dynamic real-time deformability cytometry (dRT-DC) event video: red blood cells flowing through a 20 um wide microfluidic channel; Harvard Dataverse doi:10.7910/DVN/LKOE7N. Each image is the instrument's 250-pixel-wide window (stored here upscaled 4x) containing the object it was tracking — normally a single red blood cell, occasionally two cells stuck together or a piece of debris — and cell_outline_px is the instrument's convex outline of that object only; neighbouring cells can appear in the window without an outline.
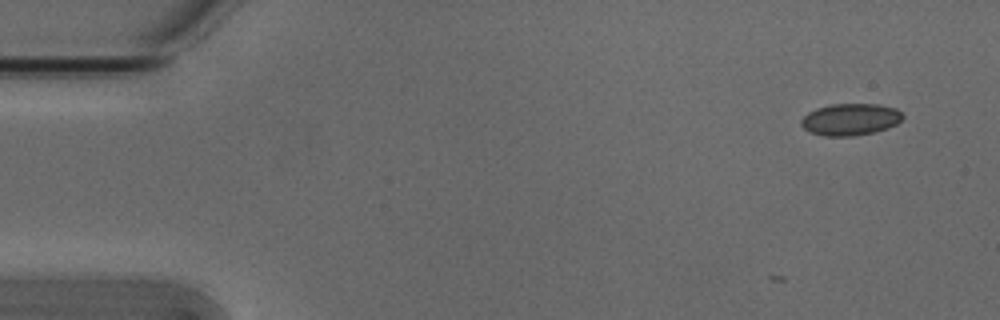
{"species": "Egyptian fruit bat (a non-hibernating species)", "species_latin": "Rousettus aegyptiacus", "temperature_condition": "cold", "stored_images_in_passage": 4, "camera_frame_rate_fps": 3000, "um_per_image_px": 0.085, "animal": {"sex": "male"}, "frame": {"image": 1, "passage_image": 4, "time_ms": 1.0, "image_size_px": [1000, 320], "cell_outline_px": [[904, 116], [896, 124], [888, 128], [872, 132], [852, 136], [824, 136], [812, 132], [804, 128], [800, 124], [800, 120], [808, 112], [816, 108], [832, 104], [876, 104], [896, 108]], "centroid_in_image_um": [72.26, 10.14], "position_along_channel_um": 12.7, "area_um2": 18.73}}